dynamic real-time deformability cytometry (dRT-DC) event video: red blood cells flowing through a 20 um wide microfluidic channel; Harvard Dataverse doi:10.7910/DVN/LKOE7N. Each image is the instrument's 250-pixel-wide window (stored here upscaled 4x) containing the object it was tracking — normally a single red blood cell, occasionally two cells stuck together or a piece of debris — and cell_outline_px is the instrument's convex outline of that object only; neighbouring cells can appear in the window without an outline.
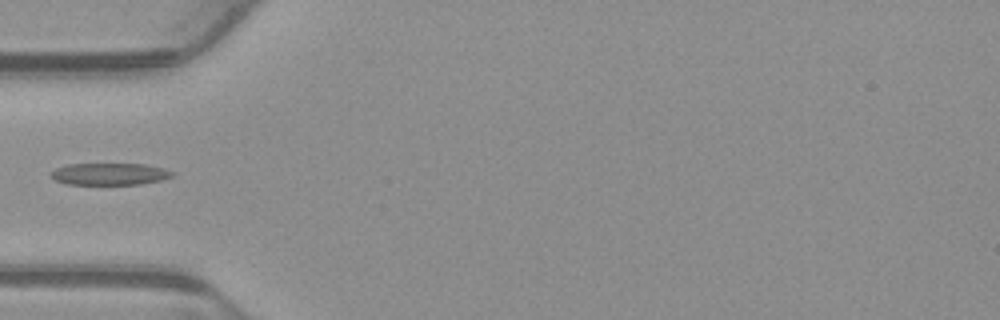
{"species": "common noctule bat (a hibernating species)", "species_latin": "Nyctalus noctula", "temperature_condition": "warm", "stored_images_in_passage": 1, "camera_frame_rate_fps": 3000, "um_per_image_px": 0.085, "animal": {"sex": "male", "body_mass_g": 23.1, "forearm_length_mm": 52.7}, "frame": {"image": 1, "passage_image": 1, "time_ms": 0.0, "image_size_px": [1000, 320], "cell_outline_px": [[176, 172], [172, 176], [160, 180], [140, 184], [64, 184], [56, 180], [48, 172], [56, 168], [68, 164], [144, 164], [164, 168]], "centroid_in_image_um": [9.31, 14.78], "position_along_channel_um": 75.7, "area_um2": 15.49}}